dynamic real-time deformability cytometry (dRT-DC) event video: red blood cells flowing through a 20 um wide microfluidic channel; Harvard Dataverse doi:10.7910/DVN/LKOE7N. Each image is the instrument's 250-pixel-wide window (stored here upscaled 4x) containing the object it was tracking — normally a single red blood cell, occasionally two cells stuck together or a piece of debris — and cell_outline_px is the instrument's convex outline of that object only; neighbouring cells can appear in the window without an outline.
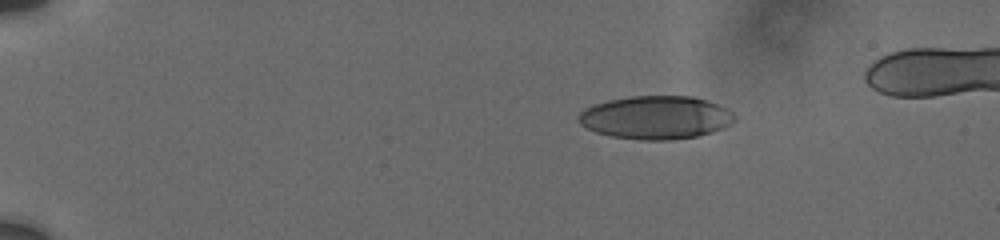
{"species": "human", "species_latin": "Homo sapiens", "temperature_condition": "cold", "stored_images_in_passage": 10, "camera_frame_rate_fps": 3000, "um_per_image_px": 0.085, "donor": {"sex": "male"}, "frame": {"image": 1, "passage_image": 1, "time_ms": 0.0, "image_size_px": [1000, 240], "cell_outline_px": [[736, 120], [712, 132], [696, 136], [672, 140], [640, 140], [612, 136], [596, 132], [580, 124], [580, 112], [592, 104], [608, 100], [632, 96], [692, 96], [708, 100], [724, 108], [736, 116]], "centroid_in_image_um": [55.73, 9.98], "position_along_channel_um": 29.3, "area_um2": 39.02}}